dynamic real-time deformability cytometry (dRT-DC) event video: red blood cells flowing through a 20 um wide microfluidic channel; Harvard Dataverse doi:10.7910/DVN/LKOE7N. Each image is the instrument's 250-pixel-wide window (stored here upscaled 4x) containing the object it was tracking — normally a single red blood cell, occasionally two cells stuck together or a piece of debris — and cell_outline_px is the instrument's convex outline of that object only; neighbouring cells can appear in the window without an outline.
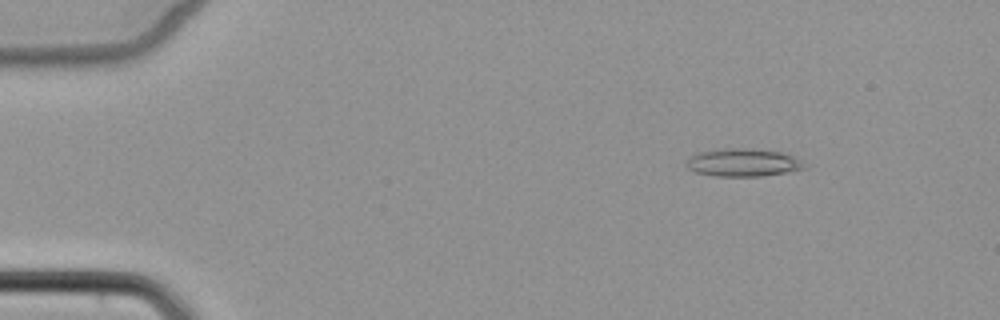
{"species": "common noctule bat (a hibernating species)", "species_latin": "Nyctalus noctula", "temperature_condition": "cold", "stored_images_in_passage": 7, "camera_frame_rate_fps": 3000, "um_per_image_px": 0.085, "animal": {"sex": "female", "body_mass_g": 22.7, "forearm_length_mm": 54.2}, "frame": {"image": 1, "passage_image": 3, "time_ms": 2.333, "image_size_px": [1000, 320], "cell_outline_px": [[808, 168], [764, 176], [716, 176], [696, 172], [688, 168], [688, 160], [696, 152], [724, 148], [744, 148], [780, 152], [792, 156], [800, 160]], "centroid_in_image_um": [63.17, 13.82], "position_along_channel_um": 21.8, "area_um2": 18.96}}
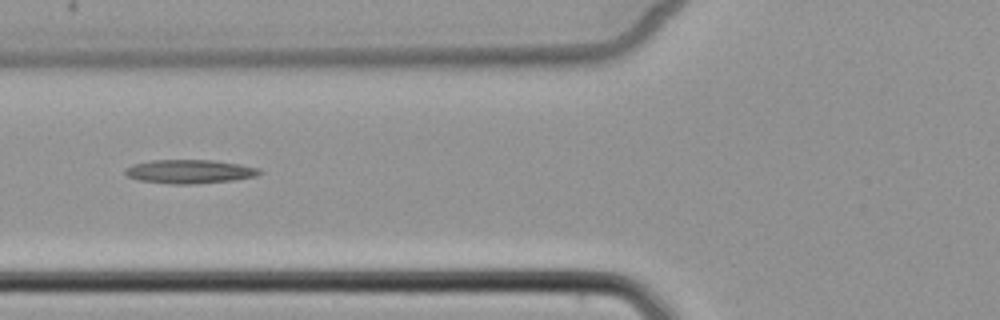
{"frame": {"image": 2, "passage_image": 6, "time_ms": 7.0, "image_size_px": [1000, 320], "cell_outline_px": [[264, 172], [256, 176], [236, 180], [192, 184], [172, 184], [140, 180], [128, 176], [124, 172], [132, 164], [152, 160], [216, 160], [240, 164], [260, 168]], "centroid_in_image_um": [16.19, 14.57], "position_along_channel_um": 109.6, "area_um2": 18.67}}
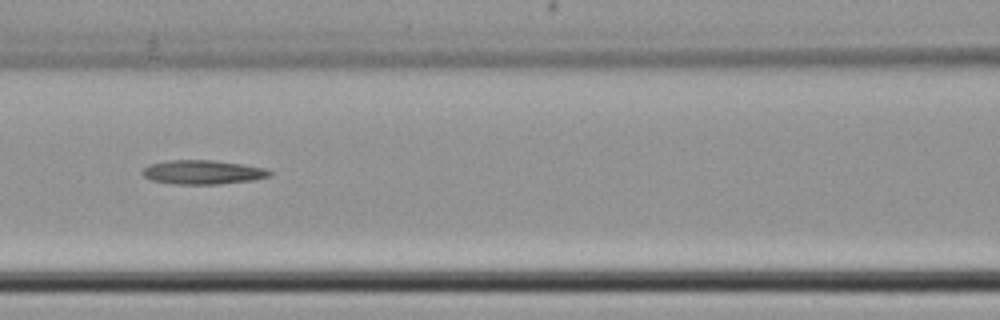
{"frame": {"image": 3, "passage_image": 7, "time_ms": 8.0, "image_size_px": [1000, 320], "cell_outline_px": [[272, 176], [256, 180], [216, 184], [172, 184], [152, 180], [144, 176], [140, 172], [148, 164], [168, 160], [212, 160], [240, 164], [264, 168], [272, 172]], "centroid_in_image_um": [17.22, 14.64], "position_along_channel_um": 149.4, "area_um2": 17.92}}